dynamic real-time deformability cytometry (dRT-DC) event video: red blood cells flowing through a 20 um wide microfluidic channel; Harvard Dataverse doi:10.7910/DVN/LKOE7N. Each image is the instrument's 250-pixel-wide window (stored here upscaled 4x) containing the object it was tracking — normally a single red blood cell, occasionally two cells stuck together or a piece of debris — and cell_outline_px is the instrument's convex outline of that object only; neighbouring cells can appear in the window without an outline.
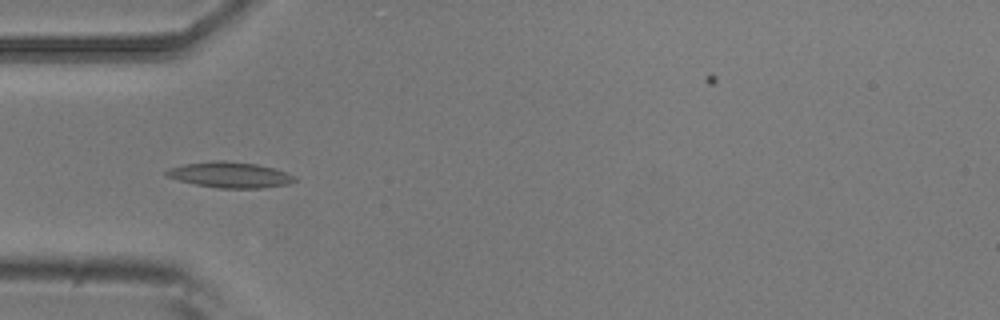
{"species": "common noctule bat (a hibernating species)", "species_latin": "Nyctalus noctula", "temperature_condition": "room temperature", "stored_images_in_passage": 8, "camera_frame_rate_fps": 3000, "um_per_image_px": 0.085, "animal": {"sex": "male", "body_mass_g": 20.5, "forearm_length_mm": 52.5}, "frame": {"image": 1, "passage_image": 5, "time_ms": 1.333, "image_size_px": [1000, 320], "cell_outline_px": [[296, 180], [288, 184], [260, 188], [216, 188], [196, 184], [180, 180], [168, 176], [164, 172], [168, 168], [184, 164], [212, 160], [224, 160], [256, 164], [272, 168], [296, 176]], "centroid_in_image_um": [19.53, 14.85], "position_along_channel_um": 65.5, "area_um2": 19.07}}
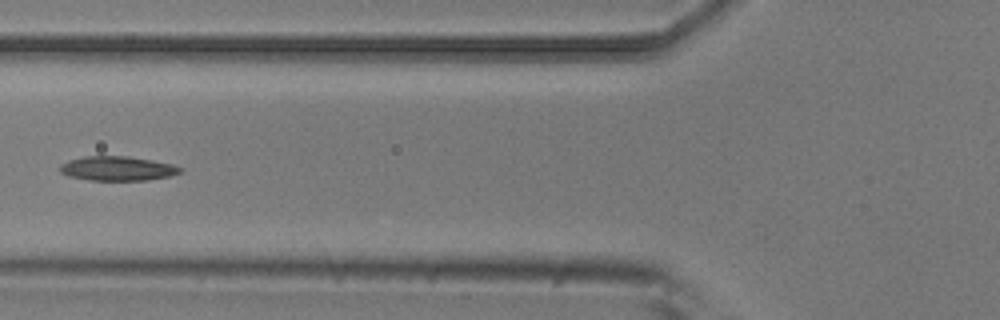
{"frame": {"image": 2, "passage_image": 6, "time_ms": 1.667, "image_size_px": [1000, 320], "cell_outline_px": [[184, 168], [180, 172], [168, 176], [148, 180], [92, 180], [68, 176], [60, 172], [60, 164], [68, 160], [84, 156], [128, 156], [172, 164]], "centroid_in_image_um": [9.96, 14.31], "position_along_channel_um": 115.8, "area_um2": 16.99}}
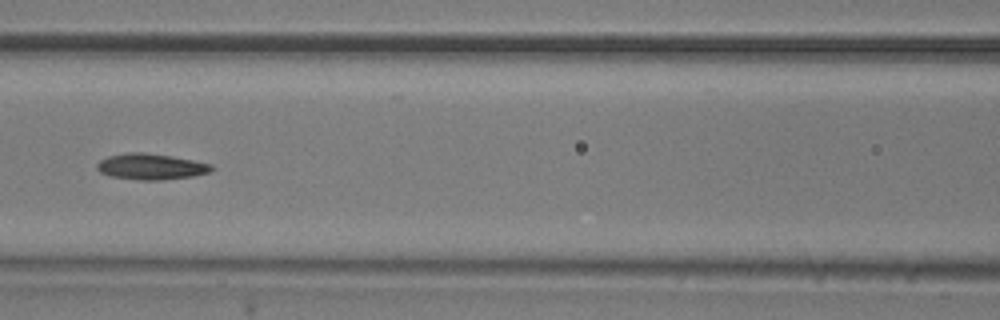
{"frame": {"image": 3, "passage_image": 7, "time_ms": 2.0, "image_size_px": [1000, 320], "cell_outline_px": [[216, 168], [212, 172], [192, 176], [164, 180], [140, 180], [112, 176], [100, 172], [96, 168], [96, 164], [100, 160], [108, 156], [128, 152], [140, 152], [172, 156], [212, 164]], "centroid_in_image_um": [12.86, 14.16], "position_along_channel_um": 153.7, "area_um2": 17.4}}